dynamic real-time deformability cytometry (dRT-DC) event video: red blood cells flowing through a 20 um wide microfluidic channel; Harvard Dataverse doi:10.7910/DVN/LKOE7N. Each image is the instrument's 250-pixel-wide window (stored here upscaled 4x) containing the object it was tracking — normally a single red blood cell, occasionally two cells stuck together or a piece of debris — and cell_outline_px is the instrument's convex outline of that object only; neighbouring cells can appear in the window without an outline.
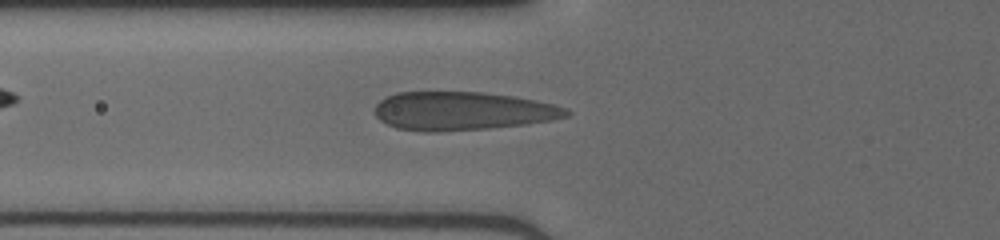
{"species": "human", "species_latin": "Homo sapiens", "temperature_condition": "cold", "stored_images_in_passage": 49, "camera_frame_rate_fps": 3000, "um_per_image_px": 0.085, "donor": {"sex": "male"}, "frame": {"image": 1, "passage_image": 19, "time_ms": 6.0, "image_size_px": [1000, 240], "cell_outline_px": [[572, 112], [568, 116], [552, 120], [528, 124], [488, 128], [436, 132], [424, 132], [396, 128], [380, 120], [376, 116], [376, 104], [384, 96], [396, 92], [484, 92], [516, 96], [536, 100], [552, 104], [564, 108]], "centroid_in_image_um": [39.3, 9.43], "position_along_channel_um": 86.5, "area_um2": 43.18}}
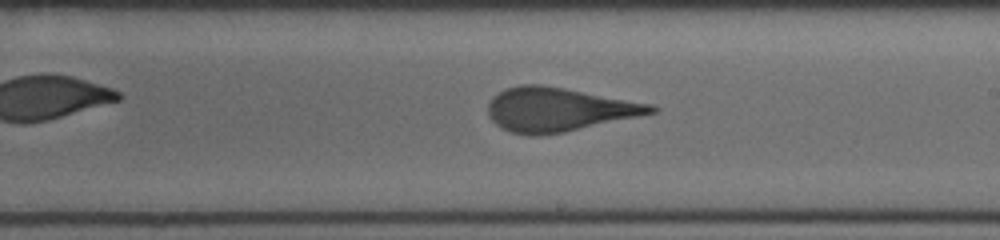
{"frame": {"image": 2, "passage_image": 30, "time_ms": 9.667, "image_size_px": [1000, 240], "cell_outline_px": [[660, 108], [656, 112], [564, 132], [536, 136], [532, 136], [512, 132], [500, 128], [488, 116], [488, 104], [492, 96], [508, 88], [520, 84], [540, 84], [564, 88], [652, 104]], "centroid_in_image_um": [47.44, 9.31], "position_along_channel_um": 241.6, "area_um2": 41.33}}
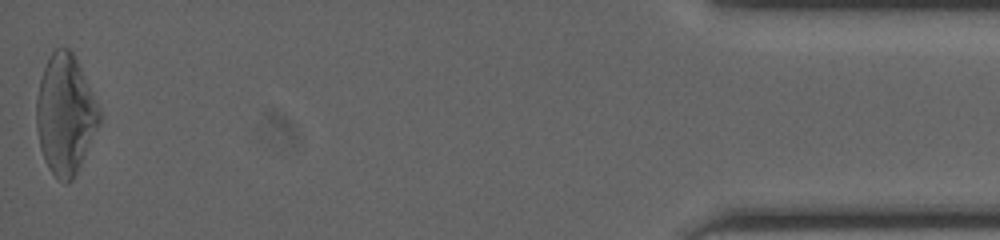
{"frame": {"image": 3, "passage_image": 49, "time_ms": 16.0, "image_size_px": [1000, 240], "cell_outline_px": [[100, 124], [72, 180], [68, 184], [64, 184], [56, 180], [48, 168], [44, 160], [40, 148], [36, 128], [36, 96], [40, 80], [44, 68], [52, 52], [56, 48], [68, 48], [72, 52], [100, 108]], "centroid_in_image_um": [5.53, 9.78], "position_along_channel_um": 429.7, "area_um2": 43.7}}